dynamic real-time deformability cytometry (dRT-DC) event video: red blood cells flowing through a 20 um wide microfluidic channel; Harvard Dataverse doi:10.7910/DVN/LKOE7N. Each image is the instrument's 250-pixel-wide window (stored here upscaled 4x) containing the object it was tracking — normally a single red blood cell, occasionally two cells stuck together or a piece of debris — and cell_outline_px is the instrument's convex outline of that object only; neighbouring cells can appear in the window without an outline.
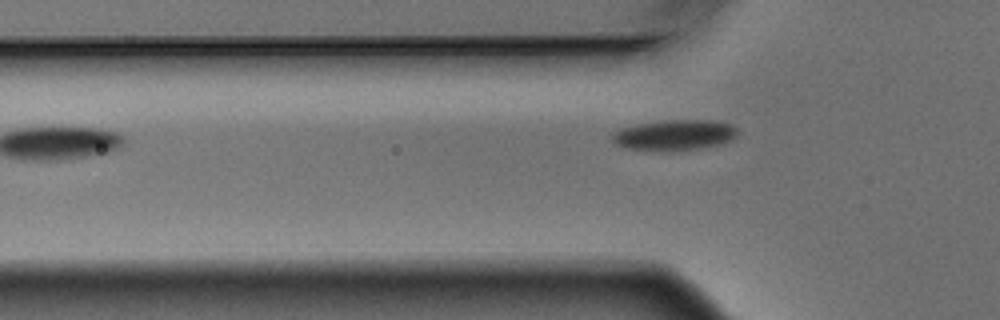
{"species": "Egyptian fruit bat (a non-hibernating species)", "species_latin": "Rousettus aegyptiacus", "temperature_condition": "warm", "stored_images_in_passage": 5, "camera_frame_rate_fps": 3000, "um_per_image_px": 0.085, "animal": {"sex": "male"}, "frame": {"image": 1, "passage_image": 5, "time_ms": 1.333, "image_size_px": [1000, 320], "cell_outline_px": [[736, 136], [732, 140], [720, 144], [704, 148], [672, 152], [664, 152], [624, 148], [616, 144], [612, 140], [612, 136], [620, 128], [640, 124], [664, 120], [712, 120], [732, 124], [736, 128]], "centroid_in_image_um": [57.35, 11.5], "position_along_channel_um": 68.5, "area_um2": 22.66}}